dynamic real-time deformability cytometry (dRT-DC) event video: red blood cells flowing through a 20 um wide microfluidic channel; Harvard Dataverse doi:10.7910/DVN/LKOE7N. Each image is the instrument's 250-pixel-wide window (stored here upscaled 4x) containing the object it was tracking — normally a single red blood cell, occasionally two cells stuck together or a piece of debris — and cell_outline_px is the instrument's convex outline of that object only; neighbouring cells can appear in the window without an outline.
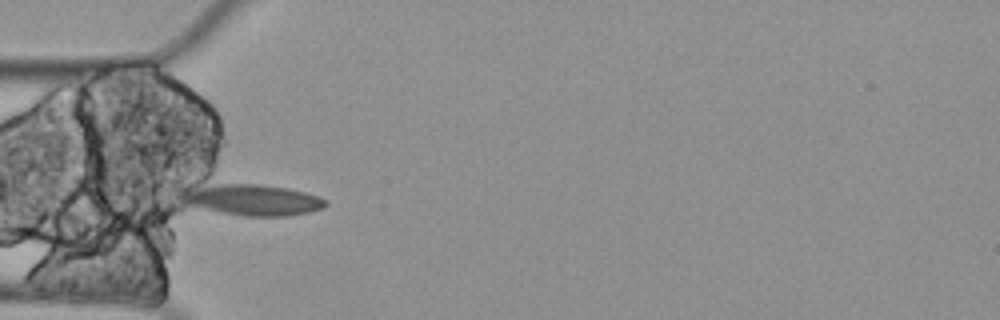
{"species": "Egyptian fruit bat (a non-hibernating species)", "species_latin": "Rousettus aegyptiacus", "temperature_condition": "cold", "stored_images_in_passage": 7, "camera_frame_rate_fps": 3000, "um_per_image_px": 0.085, "animal": {"sex": "female"}, "frame": {"image": 1, "passage_image": 5, "time_ms": 1.333, "image_size_px": [1000, 320], "cell_outline_px": [[328, 204], [324, 208], [308, 212], [288, 216], [244, 216], [180, 208], [176, 192], [216, 184], [260, 184], [288, 188], [304, 192], [316, 196], [324, 200]], "centroid_in_image_um": [21.21, 17.02], "position_along_channel_um": 63.8, "area_um2": 27.11}}
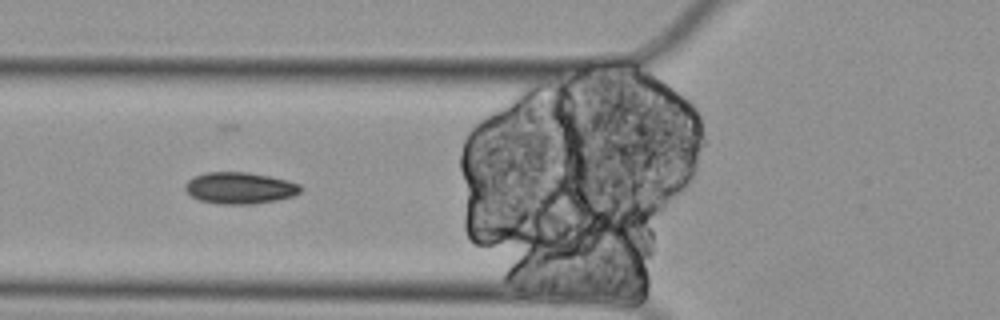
{"frame": {"image": 2, "passage_image": 6, "time_ms": 1.667, "image_size_px": [1000, 320], "cell_outline_px": [[300, 192], [292, 196], [276, 200], [252, 204], [220, 204], [200, 200], [192, 196], [184, 188], [184, 184], [188, 180], [196, 176], [208, 172], [248, 172], [288, 180], [300, 184]], "centroid_in_image_um": [20.38, 15.98], "position_along_channel_um": 105.4, "area_um2": 21.04}}
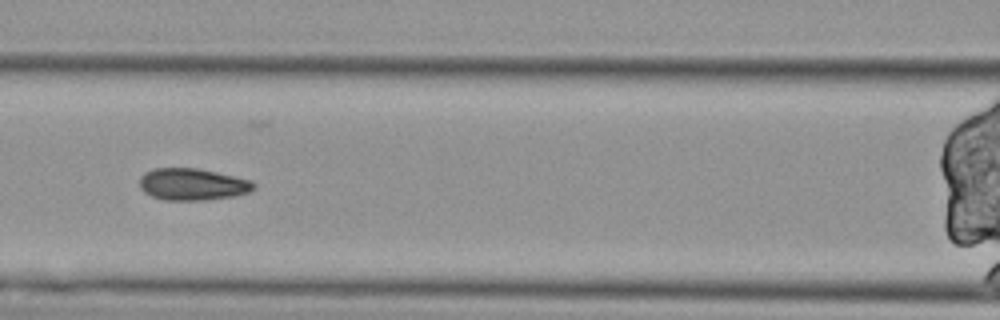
{"frame": {"image": 3, "passage_image": 7, "time_ms": 2.0, "image_size_px": [1000, 320], "cell_outline_px": [[256, 188], [248, 192], [232, 196], [204, 200], [164, 200], [152, 196], [144, 192], [140, 188], [140, 176], [144, 172], [152, 168], [196, 168], [216, 172], [252, 180], [256, 184]], "centroid_in_image_um": [16.34, 15.66], "position_along_channel_um": 150.3, "area_um2": 21.27}}